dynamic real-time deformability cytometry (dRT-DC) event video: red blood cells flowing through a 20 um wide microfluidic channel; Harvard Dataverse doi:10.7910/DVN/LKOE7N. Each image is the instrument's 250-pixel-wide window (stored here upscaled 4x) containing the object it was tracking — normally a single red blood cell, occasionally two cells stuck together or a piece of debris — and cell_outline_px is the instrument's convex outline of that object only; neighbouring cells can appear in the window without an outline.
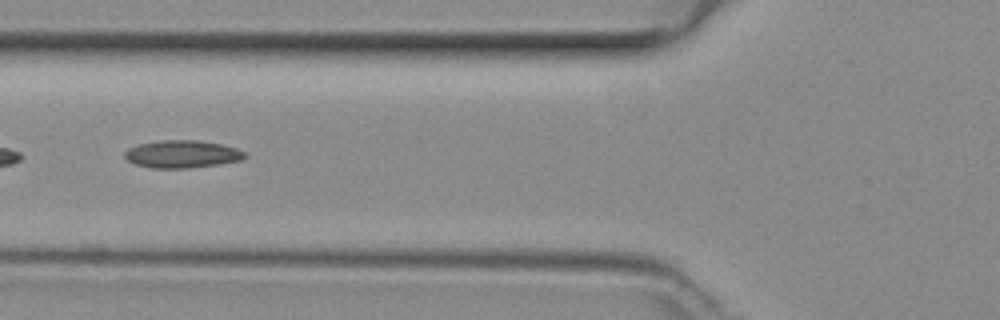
{"species": "common noctule bat (a hibernating species)", "species_latin": "Nyctalus noctula", "temperature_condition": "room temperature", "stored_images_in_passage": 46, "segment_of_instrument_passage": [2, 2], "camera_frame_rate_fps": 3000, "um_per_image_px": 0.085, "animal": {"sex": "female", "body_mass_g": 29.2, "forearm_length_mm": 56.3}, "frame": {"image": 1, "passage_image": 17, "time_ms": 5.333, "image_size_px": [1000, 320], "cell_outline_px": [[248, 156], [240, 160], [220, 164], [188, 168], [152, 168], [136, 164], [128, 160], [124, 156], [124, 152], [128, 148], [140, 144], [160, 140], [196, 140], [220, 144], [236, 148], [244, 152]], "centroid_in_image_um": [15.48, 13.1], "position_along_channel_um": 110.3, "area_um2": 19.19}}
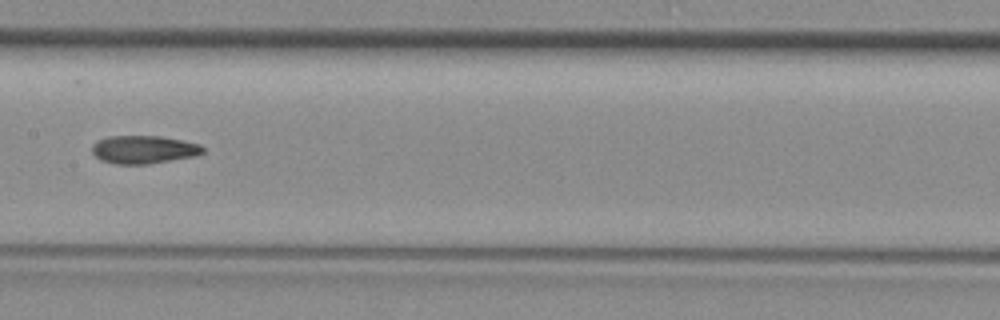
{"frame": {"image": 2, "passage_image": 23, "time_ms": 7.333, "image_size_px": [1000, 320], "cell_outline_px": [[204, 152], [196, 156], [148, 164], [116, 164], [100, 160], [92, 152], [92, 144], [96, 140], [108, 136], [160, 136], [200, 144], [204, 148]], "centroid_in_image_um": [12.19, 12.71], "position_along_channel_um": 195.2, "area_um2": 18.21}}
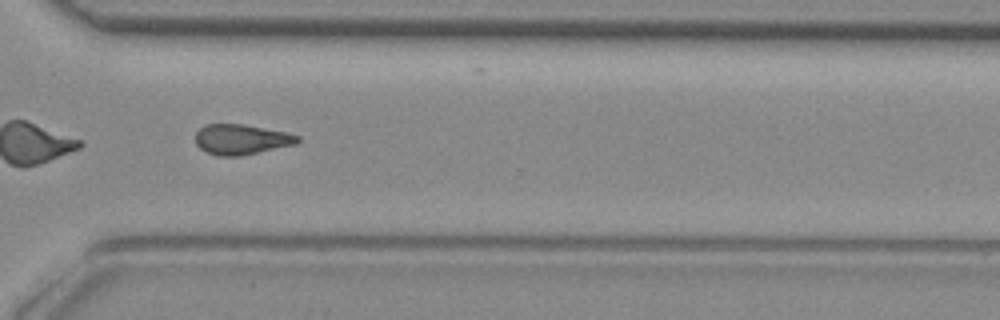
{"frame": {"image": 3, "passage_image": 34, "time_ms": 11.0, "image_size_px": [1000, 320], "cell_outline_px": [[300, 140], [296, 144], [240, 156], [216, 156], [200, 148], [196, 144], [196, 132], [204, 124], [244, 124], [288, 132], [300, 136]], "centroid_in_image_um": [20.52, 11.84], "position_along_channel_um": 350.1, "area_um2": 18.09}}